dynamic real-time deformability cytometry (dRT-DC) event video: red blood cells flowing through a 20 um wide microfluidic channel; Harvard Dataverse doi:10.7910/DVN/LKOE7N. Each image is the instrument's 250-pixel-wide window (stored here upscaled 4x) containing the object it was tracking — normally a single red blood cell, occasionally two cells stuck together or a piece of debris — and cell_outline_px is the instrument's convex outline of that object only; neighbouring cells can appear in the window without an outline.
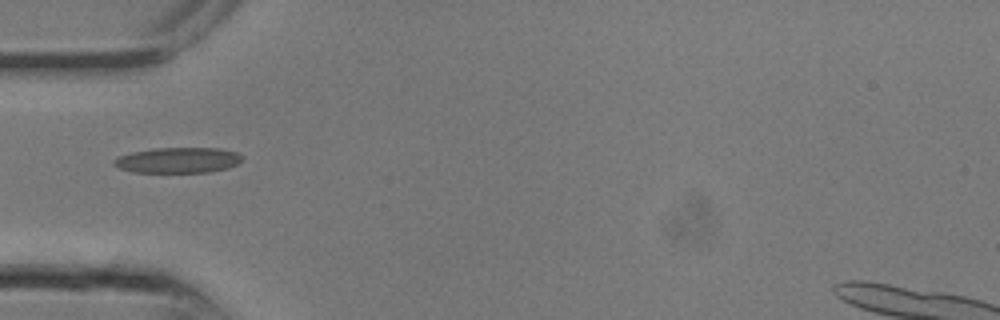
{"species": "common noctule bat (a hibernating species)", "species_latin": "Nyctalus noctula", "temperature_condition": "room temperature", "stored_images_in_passage": 2, "camera_frame_rate_fps": 3000, "um_per_image_px": 0.085, "animal": {"sex": "male", "body_mass_g": 13.3}, "frame": {"image": 1, "passage_image": 1, "time_ms": 0.0, "image_size_px": [1000, 320], "cell_outline_px": [[240, 160], [236, 164], [228, 168], [208, 172], [132, 172], [120, 168], [112, 164], [112, 160], [120, 156], [132, 152], [156, 148], [220, 148], [236, 152], [240, 156]], "centroid_in_image_um": [15.09, 13.61], "position_along_channel_um": 69.9, "area_um2": 18.9}}